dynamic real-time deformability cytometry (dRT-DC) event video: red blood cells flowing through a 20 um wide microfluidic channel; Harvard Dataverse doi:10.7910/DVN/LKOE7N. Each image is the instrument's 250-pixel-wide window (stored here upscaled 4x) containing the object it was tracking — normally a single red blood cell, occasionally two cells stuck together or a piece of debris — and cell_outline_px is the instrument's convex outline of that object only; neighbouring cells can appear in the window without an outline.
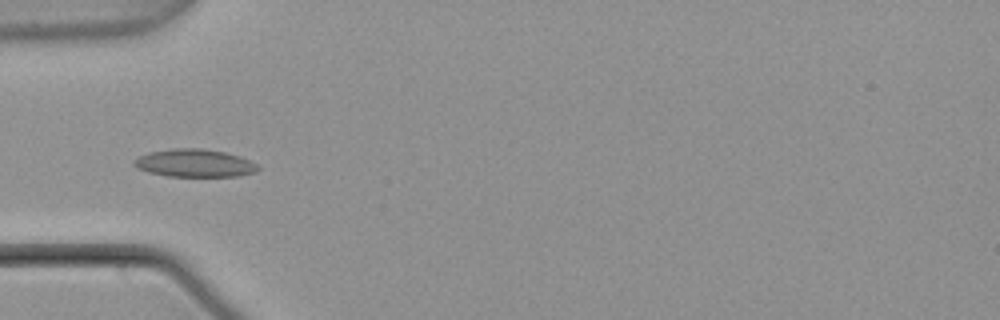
{"species": "common noctule bat (a hibernating species)", "species_latin": "Nyctalus noctula", "temperature_condition": "warm", "stored_images_in_passage": 28, "camera_frame_rate_fps": 3000, "um_per_image_px": 0.085, "animal": {"sex": "male", "body_mass_g": 21.5, "forearm_length_mm": 52.0}, "frame": {"image": 1, "passage_image": 9, "time_ms": 2.667, "image_size_px": [1000, 320], "cell_outline_px": [[260, 168], [256, 172], [236, 176], [168, 176], [148, 172], [136, 168], [132, 164], [132, 160], [148, 152], [172, 148], [200, 148], [224, 152], [240, 156], [256, 164]], "centroid_in_image_um": [16.49, 13.86], "position_along_channel_um": 68.5, "area_um2": 20.11}}
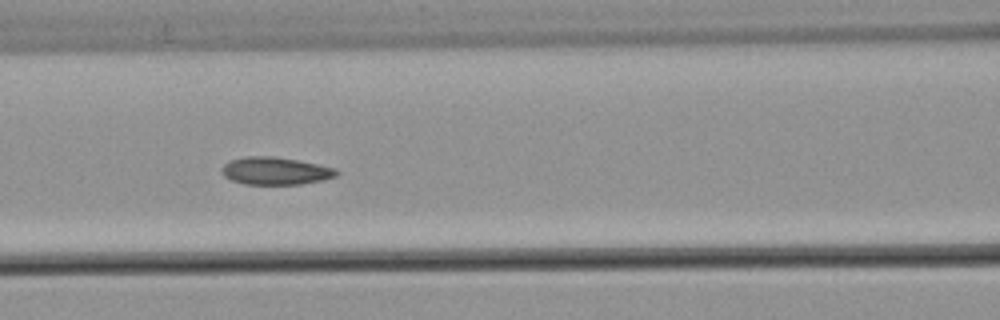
{"frame": {"image": 2, "passage_image": 15, "time_ms": 4.667, "image_size_px": [1000, 320], "cell_outline_px": [[340, 172], [336, 176], [324, 180], [300, 184], [244, 184], [232, 180], [224, 176], [224, 164], [228, 160], [244, 156], [276, 156], [336, 168]], "centroid_in_image_um": [23.43, 14.52], "position_along_channel_um": 143.2, "area_um2": 18.38}}
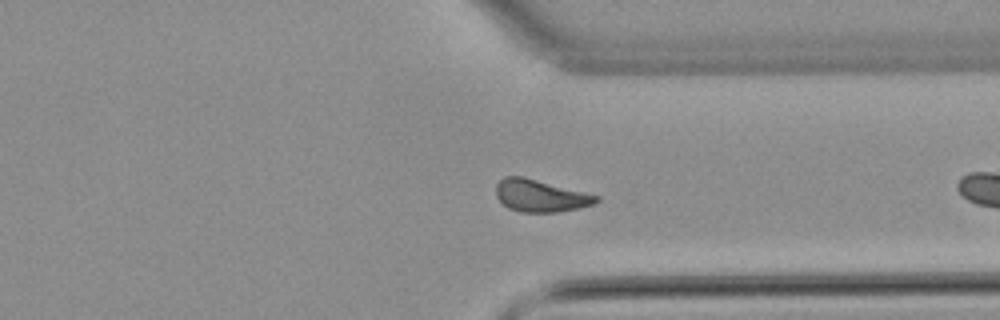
{"frame": {"image": 3, "passage_image": 26, "time_ms": 8.333, "image_size_px": [1000, 320], "cell_outline_px": [[600, 200], [592, 204], [580, 208], [556, 212], [520, 212], [508, 208], [496, 196], [496, 184], [504, 176], [524, 176], [600, 196]], "centroid_in_image_um": [45.93, 16.63], "position_along_channel_um": 365.5, "area_um2": 18.84}}